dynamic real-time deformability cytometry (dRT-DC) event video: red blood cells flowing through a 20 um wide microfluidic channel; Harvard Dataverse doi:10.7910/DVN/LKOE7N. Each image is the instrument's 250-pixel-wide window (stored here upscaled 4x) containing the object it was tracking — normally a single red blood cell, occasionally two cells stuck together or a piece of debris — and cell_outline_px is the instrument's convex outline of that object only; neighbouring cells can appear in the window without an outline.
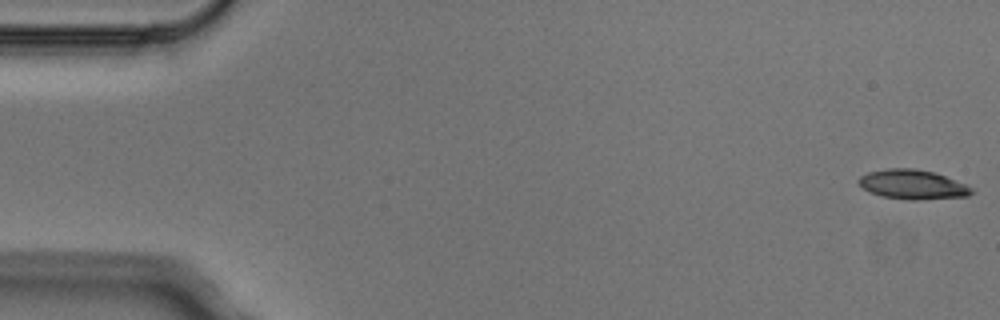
{"species": "Egyptian fruit bat (a non-hibernating species)", "species_latin": "Rousettus aegyptiacus", "temperature_condition": "cold", "stored_images_in_passage": 5, "segment_of_instrument_passage": [1, 2], "camera_frame_rate_fps": 3000, "um_per_image_px": 0.085, "animal": {"sex": "male"}, "frame": {"image": 1, "passage_image": 1, "time_ms": 0.0, "image_size_px": [1000, 320], "cell_outline_px": [[976, 192], [968, 196], [916, 200], [880, 196], [868, 192], [856, 180], [860, 176], [868, 172], [888, 168], [916, 168], [932, 172], [944, 176], [964, 184], [972, 188]], "centroid_in_image_um": [77.55, 15.68], "position_along_channel_um": 7.5, "area_um2": 19.31}}
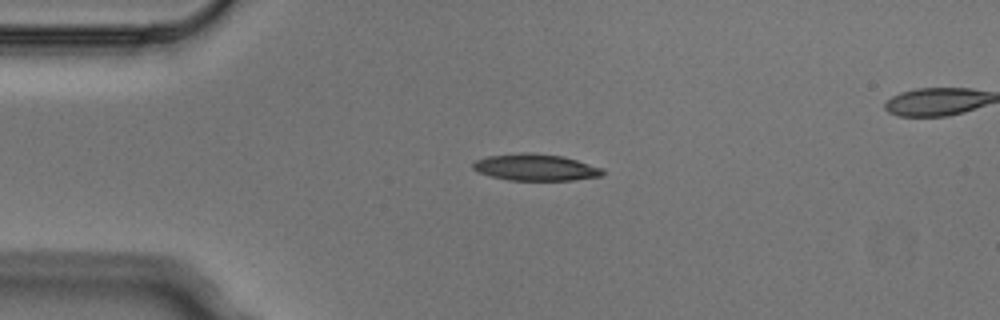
{"frame": {"image": 2, "passage_image": 4, "time_ms": 1.0, "image_size_px": [1000, 320], "cell_outline_px": [[604, 176], [572, 180], [508, 180], [476, 172], [472, 168], [472, 164], [476, 160], [488, 156], [524, 152], [564, 156], [604, 168]], "centroid_in_image_um": [45.55, 14.23], "position_along_channel_um": 39.5, "area_um2": 20.23}}